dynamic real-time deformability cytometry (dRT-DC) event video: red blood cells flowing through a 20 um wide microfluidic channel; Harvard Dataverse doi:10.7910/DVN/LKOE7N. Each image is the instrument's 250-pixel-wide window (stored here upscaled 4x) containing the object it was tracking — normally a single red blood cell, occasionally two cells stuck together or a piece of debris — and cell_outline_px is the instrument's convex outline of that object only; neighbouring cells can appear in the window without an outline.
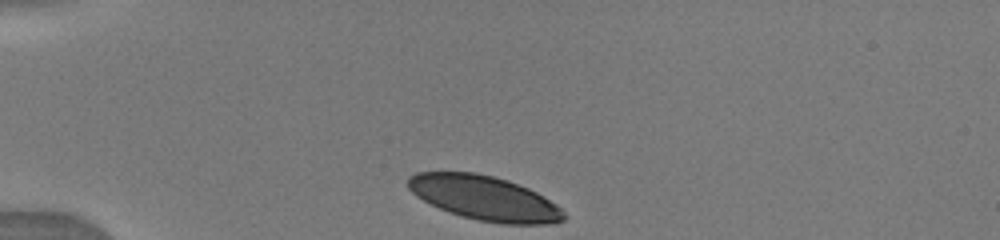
{"species": "human", "species_latin": "Homo sapiens", "temperature_condition": "warm", "stored_images_in_passage": 36, "camera_frame_rate_fps": 3000, "um_per_image_px": 0.085, "donor": {"sex": "male"}, "frame": {"image": 1, "passage_image": 1, "time_ms": 0.0, "image_size_px": [1000, 240], "cell_outline_px": [[568, 216], [564, 220], [552, 224], [500, 224], [480, 220], [448, 212], [416, 196], [408, 188], [408, 176], [416, 172], [476, 172], [508, 180], [528, 188], [544, 196], [556, 204]], "centroid_in_image_um": [41.21, 16.83], "position_along_channel_um": 43.8, "area_um2": 40.34}}
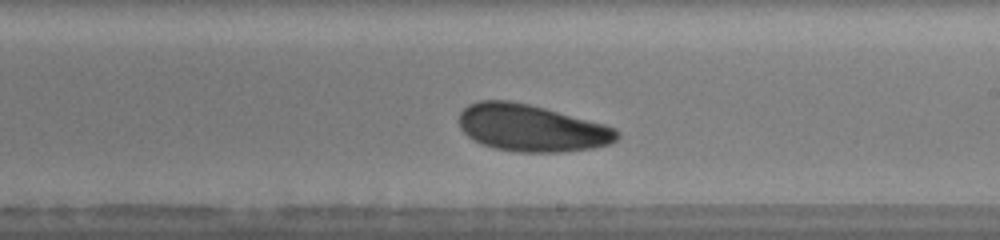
{"frame": {"image": 2, "passage_image": 18, "time_ms": 6.0, "image_size_px": [1000, 240], "cell_outline_px": [[620, 136], [612, 144], [592, 148], [564, 152], [516, 152], [496, 148], [484, 144], [468, 136], [460, 128], [460, 112], [468, 104], [480, 100], [512, 100], [544, 108], [604, 124], [616, 128], [620, 132]], "centroid_in_image_um": [45.21, 10.88], "position_along_channel_um": 243.8, "area_um2": 43.18}}
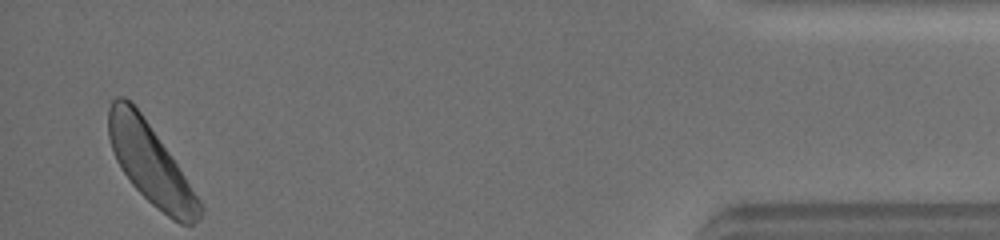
{"frame": {"image": 3, "passage_image": 35, "time_ms": 12.0, "image_size_px": [1000, 240], "cell_outline_px": [[204, 208], [200, 220], [192, 224], [180, 224], [172, 220], [156, 208], [132, 184], [120, 168], [116, 160], [108, 136], [108, 108], [112, 100], [116, 96], [124, 96], [140, 112], [168, 152], [200, 200]], "centroid_in_image_um": [12.78, 13.95], "position_along_channel_um": 422.4, "area_um2": 41.85}}